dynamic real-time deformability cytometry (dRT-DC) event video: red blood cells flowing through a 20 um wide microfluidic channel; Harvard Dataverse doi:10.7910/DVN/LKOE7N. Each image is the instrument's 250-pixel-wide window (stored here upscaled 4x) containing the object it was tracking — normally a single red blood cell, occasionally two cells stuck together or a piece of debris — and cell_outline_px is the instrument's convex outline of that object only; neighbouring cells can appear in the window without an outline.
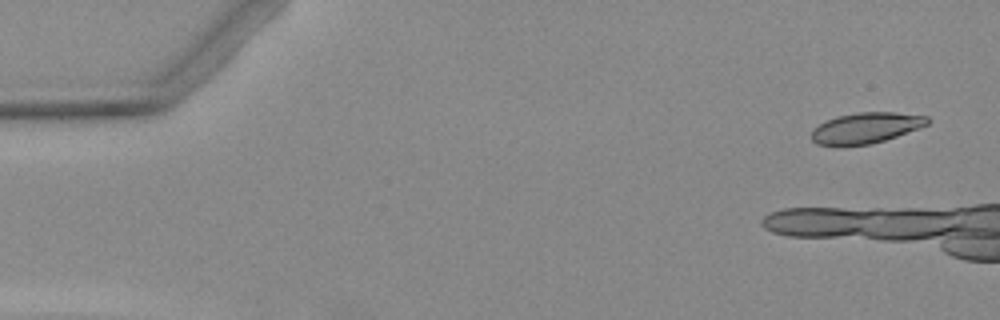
{"species": "Egyptian fruit bat (a non-hibernating species)", "species_latin": "Rousettus aegyptiacus", "temperature_condition": "warm", "stored_images_in_passage": 6, "camera_frame_rate_fps": 3000, "um_per_image_px": 0.085, "animal": {"sex": "female"}, "frame": {"image": 1, "passage_image": 1, "time_ms": 0.0, "image_size_px": [1000, 320], "cell_outline_px": [[928, 124], [896, 136], [872, 144], [816, 144], [812, 140], [812, 128], [836, 116], [856, 112], [896, 112], [928, 116]], "centroid_in_image_um": [73.6, 10.84], "position_along_channel_um": 11.4, "area_um2": 20.35}}
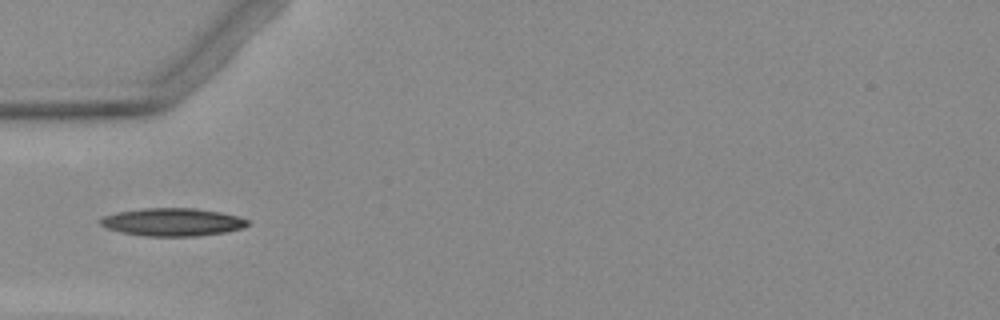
{"frame": {"image": 2, "passage_image": 6, "time_ms": 7.333, "image_size_px": [1000, 320], "cell_outline_px": [[248, 224], [244, 228], [224, 232], [196, 236], [144, 236], [120, 232], [108, 228], [100, 224], [100, 220], [104, 216], [116, 212], [140, 208], [196, 208], [220, 212], [240, 216], [248, 220]], "centroid_in_image_um": [14.67, 18.87], "position_along_channel_um": 70.3, "area_um2": 23.99}}